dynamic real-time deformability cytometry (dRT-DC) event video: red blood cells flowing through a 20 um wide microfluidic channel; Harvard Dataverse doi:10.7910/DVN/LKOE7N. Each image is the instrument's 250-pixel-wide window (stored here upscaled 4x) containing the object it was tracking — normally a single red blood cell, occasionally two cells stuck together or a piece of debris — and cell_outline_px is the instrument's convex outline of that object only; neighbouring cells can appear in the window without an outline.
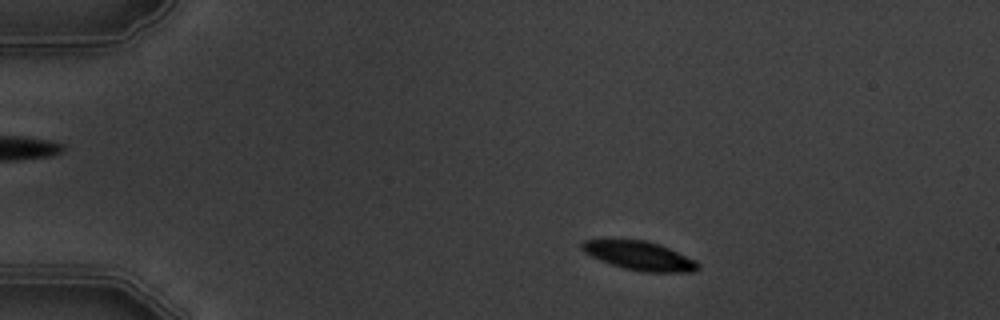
{"species": "common noctule bat (a hibernating species)", "species_latin": "Nyctalus noctula", "temperature_condition": "warm", "stored_images_in_passage": 5, "camera_frame_rate_fps": 3000, "um_per_image_px": 0.085, "animal": {"sex": "male", "body_mass_g": 19.5, "forearm_length_mm": 54.6}, "frame": {"image": 1, "passage_image": 2, "time_ms": 1.0, "image_size_px": [1000, 320], "cell_outline_px": [[700, 268], [692, 272], [644, 272], [624, 268], [600, 260], [584, 252], [580, 248], [580, 244], [584, 240], [648, 240], [660, 244], [696, 260], [700, 264]], "centroid_in_image_um": [54.39, 21.74], "position_along_channel_um": 30.6, "area_um2": 19.48}}
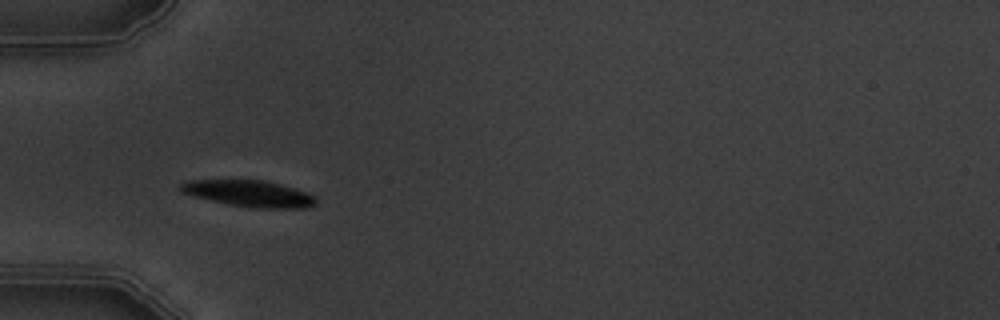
{"frame": {"image": 2, "passage_image": 4, "time_ms": 3.667, "image_size_px": [1000, 320], "cell_outline_px": [[316, 204], [304, 208], [248, 208], [228, 204], [192, 196], [180, 192], [176, 188], [184, 180], [264, 180], [280, 184], [316, 196]], "centroid_in_image_um": [21.1, 16.45], "position_along_channel_um": 63.9, "area_um2": 20.98}}